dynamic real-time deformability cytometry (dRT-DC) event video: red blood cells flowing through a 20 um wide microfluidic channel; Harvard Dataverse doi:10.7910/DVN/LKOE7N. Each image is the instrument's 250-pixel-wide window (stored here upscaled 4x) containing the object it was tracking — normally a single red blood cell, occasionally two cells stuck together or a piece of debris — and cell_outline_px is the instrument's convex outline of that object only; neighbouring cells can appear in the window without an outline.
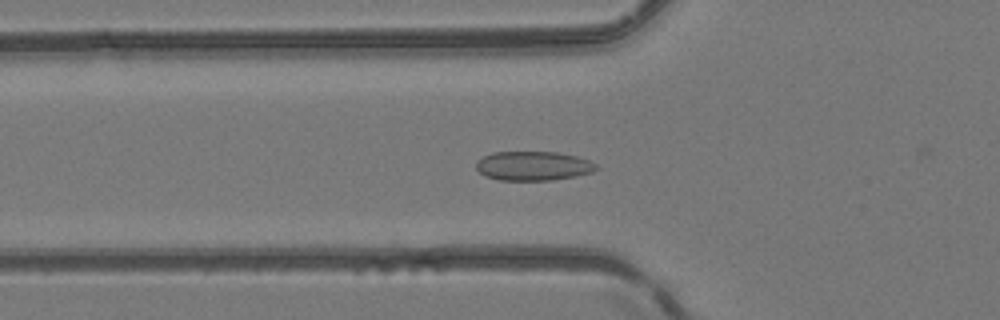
{"species": "common noctule bat (a hibernating species)", "species_latin": "Nyctalus noctula", "temperature_condition": "room temperature", "stored_images_in_passage": 44, "camera_frame_rate_fps": 3000, "um_per_image_px": 0.085, "animal": {"sex": "female", "body_mass_g": 24.6, "forearm_length_mm": 56.2}, "frame": {"image": 1, "passage_image": 11, "time_ms": 3.333, "image_size_px": [1000, 320], "cell_outline_px": [[600, 168], [592, 172], [576, 176], [552, 180], [500, 180], [484, 176], [476, 168], [476, 160], [492, 152], [556, 152], [576, 156], [588, 160], [596, 164]], "centroid_in_image_um": [45.32, 14.1], "position_along_channel_um": 80.5, "area_um2": 20.52}}
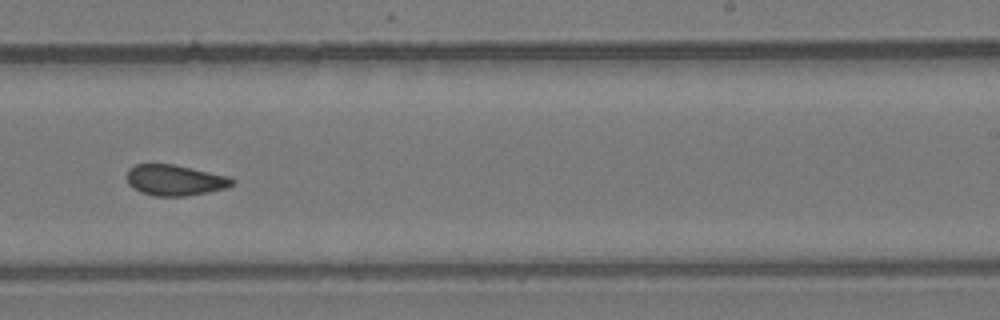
{"frame": {"image": 2, "passage_image": 25, "time_ms": 8.0, "image_size_px": [1000, 320], "cell_outline_px": [[236, 184], [224, 188], [208, 192], [184, 196], [156, 196], [140, 192], [132, 188], [128, 184], [128, 168], [136, 164], [176, 164], [228, 176], [236, 180]], "centroid_in_image_um": [14.88, 15.31], "position_along_channel_um": 274.1, "area_um2": 19.02}}
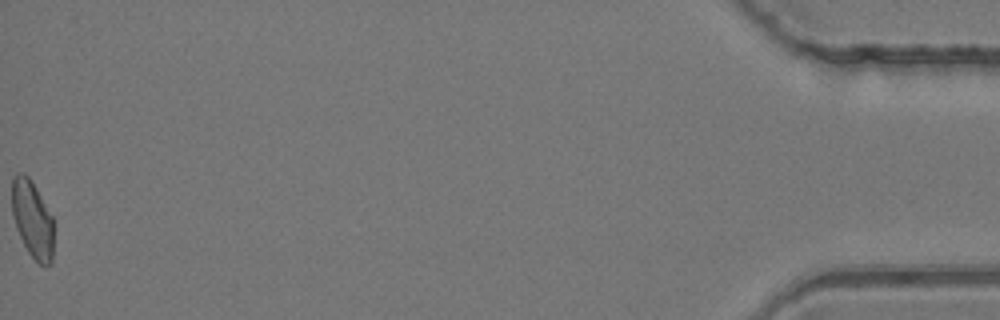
{"frame": {"image": 3, "passage_image": 44, "time_ms": 14.333, "image_size_px": [1000, 320], "cell_outline_px": [[52, 264], [40, 264], [28, 252], [16, 228], [12, 212], [12, 176], [16, 172], [24, 172], [32, 180], [52, 216]], "centroid_in_image_um": [2.73, 18.57], "position_along_channel_um": 432.5, "area_um2": 18.67}, "authors_computed_cell_mechanics": {"area_um2": 19.2185, "velocity_mm_per_s": 4.1453, "shape_relaxation_time_tau1_ms": null, "shape_relaxation_time_tau2_ms": 2.0562, "deformation_change_tau1": null, "deformation_change_tau2": 0.0576}}